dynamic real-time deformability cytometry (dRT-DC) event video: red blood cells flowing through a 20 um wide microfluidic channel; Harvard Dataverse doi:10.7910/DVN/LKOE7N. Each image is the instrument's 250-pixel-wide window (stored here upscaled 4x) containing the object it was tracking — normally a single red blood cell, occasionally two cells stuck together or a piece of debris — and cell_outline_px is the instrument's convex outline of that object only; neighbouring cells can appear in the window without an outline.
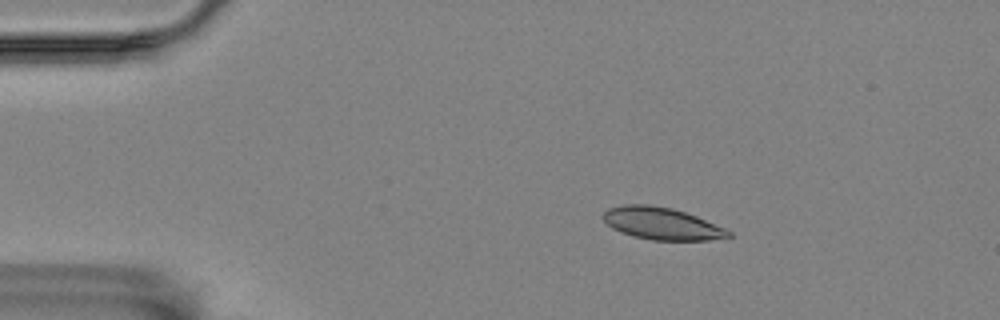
{"species": "Egyptian fruit bat (a non-hibernating species)", "species_latin": "Rousettus aegyptiacus", "temperature_condition": "room temperature", "stored_images_in_passage": 15, "camera_frame_rate_fps": 3000, "um_per_image_px": 0.085, "animal": {"sex": "female"}, "frame": {"image": 1, "passage_image": 5, "time_ms": 1.333, "image_size_px": [1000, 320], "cell_outline_px": [[732, 236], [708, 240], [652, 240], [632, 236], [620, 232], [612, 228], [600, 216], [608, 208], [624, 204], [648, 204], [672, 208], [696, 216], [724, 228], [732, 232]], "centroid_in_image_um": [56.2, 19.0], "position_along_channel_um": 28.8, "area_um2": 23.47}}